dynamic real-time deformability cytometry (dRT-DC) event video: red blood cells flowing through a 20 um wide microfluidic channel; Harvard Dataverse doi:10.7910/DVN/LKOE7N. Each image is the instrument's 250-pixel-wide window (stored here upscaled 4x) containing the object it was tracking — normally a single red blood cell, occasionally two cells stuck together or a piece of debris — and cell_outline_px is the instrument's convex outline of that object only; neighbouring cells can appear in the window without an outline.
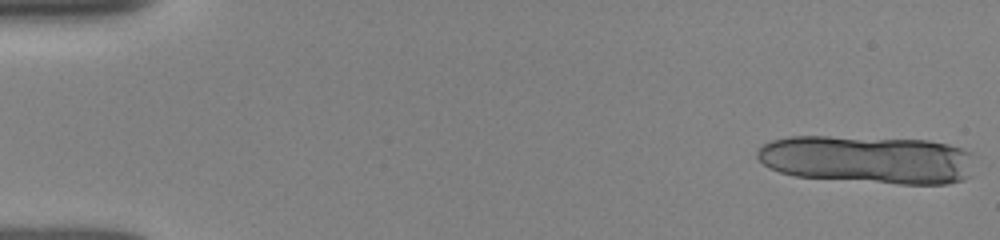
{"species": "human", "species_latin": "Homo sapiens", "temperature_condition": "room temperature", "stored_images_in_passage": 13, "camera_frame_rate_fps": 3000, "um_per_image_px": 0.085, "donor": {"sex": "female"}, "frame": {"image": 1, "passage_image": 1, "time_ms": 0.0, "image_size_px": [1000, 240], "cell_outline_px": [[972, 176], [964, 180], [948, 184], [900, 184], [796, 176], [780, 172], [768, 168], [756, 156], [756, 152], [764, 144], [772, 140], [792, 136], [828, 136], [928, 140], [948, 144], [972, 152]], "centroid_in_image_um": [73.79, 13.56], "position_along_channel_um": 11.2, "area_um2": 61.33}}